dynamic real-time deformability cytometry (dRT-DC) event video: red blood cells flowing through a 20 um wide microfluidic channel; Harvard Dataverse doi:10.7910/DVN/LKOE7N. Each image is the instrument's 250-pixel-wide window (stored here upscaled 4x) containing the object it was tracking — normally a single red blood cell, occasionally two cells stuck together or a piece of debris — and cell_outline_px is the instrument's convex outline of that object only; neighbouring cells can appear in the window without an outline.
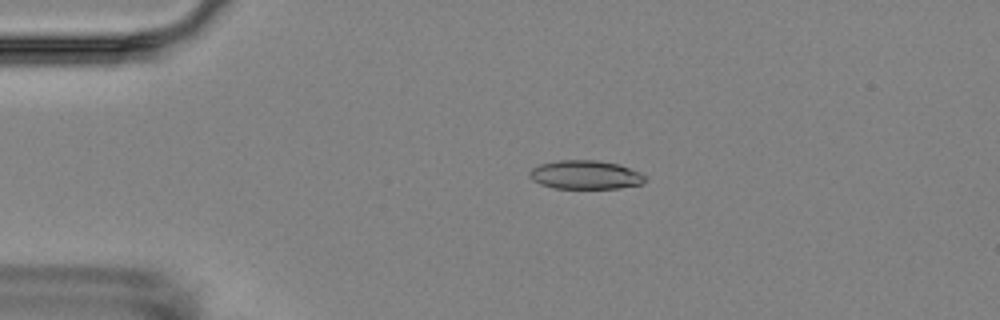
{"species": "Egyptian fruit bat (a non-hibernating species)", "species_latin": "Rousettus aegyptiacus", "temperature_condition": "room temperature", "stored_images_in_passage": 5, "camera_frame_rate_fps": 3000, "um_per_image_px": 0.085, "animal": {"sex": "female"}, "frame": {"image": 1, "passage_image": 4, "time_ms": 3.333, "image_size_px": [1000, 320], "cell_outline_px": [[644, 184], [620, 188], [552, 188], [540, 184], [532, 180], [528, 176], [528, 172], [532, 168], [540, 164], [556, 160], [596, 160], [620, 164], [640, 172], [644, 176]], "centroid_in_image_um": [49.73, 14.85], "position_along_channel_um": 35.3, "area_um2": 19.54}}